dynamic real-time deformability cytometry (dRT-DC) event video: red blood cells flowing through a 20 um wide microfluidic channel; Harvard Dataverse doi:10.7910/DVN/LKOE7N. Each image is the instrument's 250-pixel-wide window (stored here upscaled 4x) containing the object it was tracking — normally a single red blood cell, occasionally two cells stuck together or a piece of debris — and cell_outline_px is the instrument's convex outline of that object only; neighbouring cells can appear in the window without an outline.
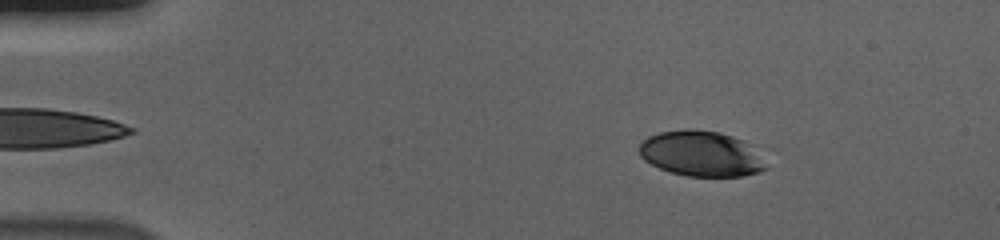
{"species": "human", "species_latin": "Homo sapiens", "temperature_condition": "cold", "stored_images_in_passage": 55, "camera_frame_rate_fps": 3000, "um_per_image_px": 0.085, "donor": {"sex": "male"}, "frame": {"image": 1, "passage_image": 8, "time_ms": 2.333, "image_size_px": [1000, 240], "cell_outline_px": [[768, 168], [760, 172], [744, 176], [684, 176], [660, 168], [644, 160], [640, 156], [640, 144], [648, 136], [660, 132], [684, 128], [696, 128], [720, 132], [744, 140]], "centroid_in_image_um": [59.56, 13.05], "position_along_channel_um": 25.4, "area_um2": 33.41}}
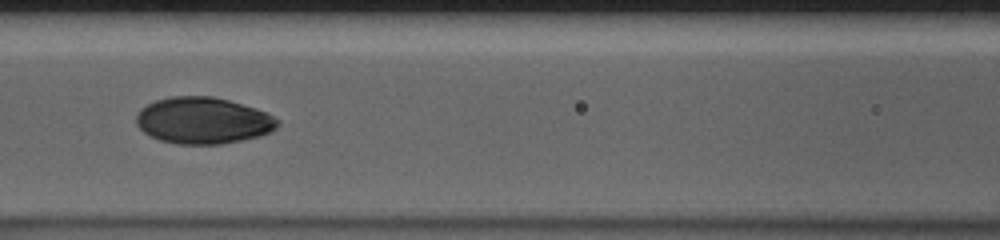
{"frame": {"image": 2, "passage_image": 25, "time_ms": 8.0, "image_size_px": [1000, 240], "cell_outline_px": [[280, 124], [272, 132], [260, 136], [220, 144], [176, 144], [160, 140], [144, 132], [136, 124], [136, 116], [140, 108], [156, 100], [172, 96], [212, 96], [228, 100], [256, 108], [280, 120]], "centroid_in_image_um": [17.27, 10.24], "position_along_channel_um": 149.3, "area_um2": 38.32}}
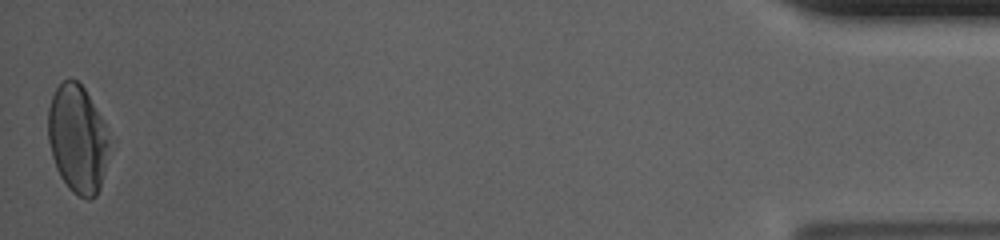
{"frame": {"image": 3, "passage_image": 55, "time_ms": 18.0, "image_size_px": [1000, 240], "cell_outline_px": [[116, 140], [100, 188], [96, 196], [88, 200], [72, 192], [68, 188], [60, 176], [56, 168], [52, 156], [48, 140], [48, 108], [52, 96], [56, 88], [64, 80], [76, 80], [84, 88]], "centroid_in_image_um": [6.68, 11.85], "position_along_channel_um": 428.5, "area_um2": 39.94}, "authors_computed_cell_mechanics": {"area_um2": 37.9746, "velocity_mm_per_s": 3.68, "shape_relaxation_time_tau1_ms": 3.4968, "shape_relaxation_time_tau2_ms": 1.4182, "deformation_change_tau1": 0.1404, "deformation_change_tau2": 0.0444}}